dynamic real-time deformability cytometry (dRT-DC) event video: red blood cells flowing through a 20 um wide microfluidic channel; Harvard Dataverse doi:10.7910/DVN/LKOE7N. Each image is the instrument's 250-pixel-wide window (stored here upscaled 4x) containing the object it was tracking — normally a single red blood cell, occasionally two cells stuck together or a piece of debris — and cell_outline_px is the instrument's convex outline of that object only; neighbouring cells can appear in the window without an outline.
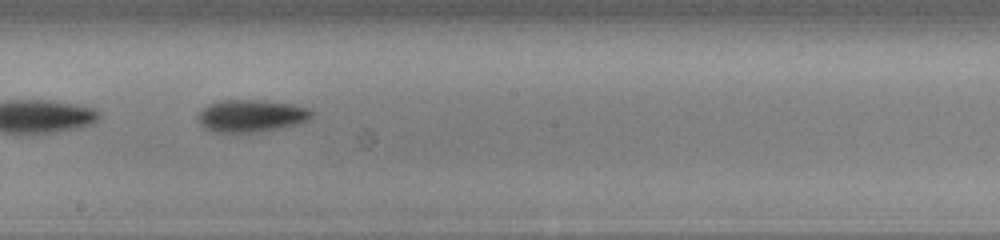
{"species": "common noctule bat (a hibernating species)", "species_latin": "Nyctalus noctula", "temperature_condition": "cold", "stored_images_in_passage": 54, "camera_frame_rate_fps": 3000, "um_per_image_px": 0.085, "animal": {"sex": "male", "body_mass_g": 13.0, "forearm_length_mm": 53.1}, "frame": {"image": 1, "passage_image": 31, "time_ms": 10.0, "image_size_px": [1000, 240], "cell_outline_px": [[312, 116], [308, 120], [296, 124], [260, 132], [216, 132], [204, 128], [200, 124], [196, 116], [208, 104], [220, 100], [268, 100], [292, 104], [308, 108], [312, 112]], "centroid_in_image_um": [21.33, 9.83], "position_along_channel_um": 226.9, "area_um2": 21.44}}
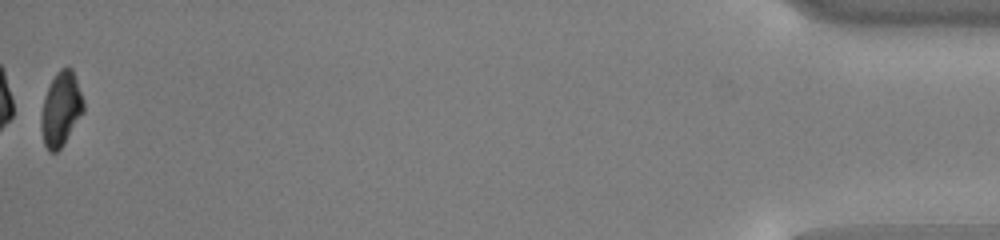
{"frame": {"image": 2, "passage_image": 54, "time_ms": 17.667, "image_size_px": [1000, 240], "cell_outline_px": [[84, 112], [60, 148], [56, 152], [48, 152], [44, 144], [40, 128], [40, 116], [44, 96], [56, 72], [60, 68], [72, 68], [84, 100]], "centroid_in_image_um": [5.16, 9.28], "position_along_channel_um": 430.0, "area_um2": 18.32}, "authors_computed_cell_mechanics": {"area_um2": 20.8658, "velocity_mm_per_s": 3.8454, "shape_relaxation_time_tau1_ms": 2.1906, "shape_relaxation_time_tau2_ms": null, "deformation_change_tau1": 0.1295, "deformation_change_tau2": null}}